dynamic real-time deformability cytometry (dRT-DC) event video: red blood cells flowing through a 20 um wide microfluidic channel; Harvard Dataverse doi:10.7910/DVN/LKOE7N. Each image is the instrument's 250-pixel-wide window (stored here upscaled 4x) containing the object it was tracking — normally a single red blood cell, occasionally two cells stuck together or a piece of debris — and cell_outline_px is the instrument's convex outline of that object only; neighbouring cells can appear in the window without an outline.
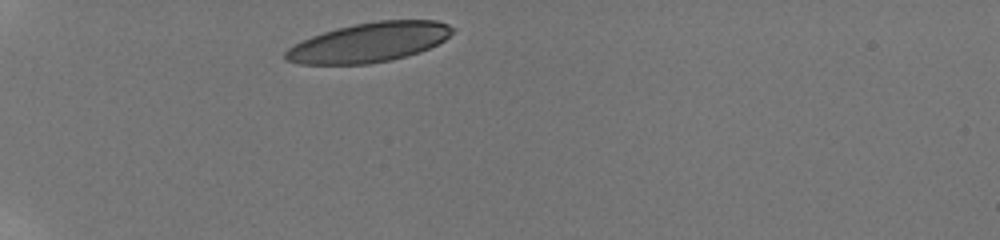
{"species": "human", "species_latin": "Homo sapiens", "temperature_condition": "room temperature", "stored_images_in_passage": 10, "camera_frame_rate_fps": 3000, "um_per_image_px": 0.085, "donor": {"sex": "male"}, "frame": {"image": 1, "passage_image": 1, "time_ms": 0.0, "image_size_px": [1000, 240], "cell_outline_px": [[456, 28], [444, 40], [420, 52], [408, 56], [392, 60], [368, 64], [300, 64], [284, 60], [284, 52], [288, 48], [312, 36], [336, 28], [376, 20], [436, 20], [448, 24]], "centroid_in_image_um": [31.39, 3.6], "position_along_channel_um": 53.6, "area_um2": 38.38}}
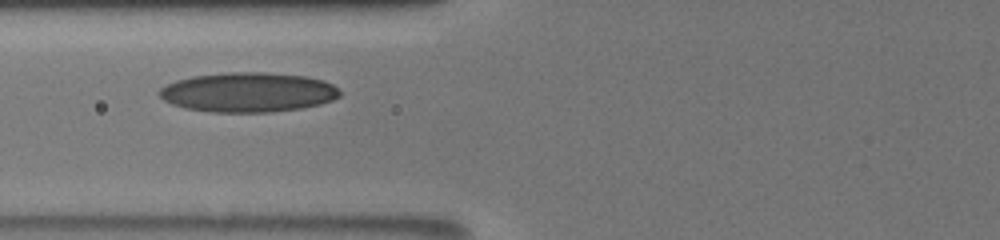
{"frame": {"image": 2, "passage_image": 5, "time_ms": 2.333, "image_size_px": [1000, 240], "cell_outline_px": [[340, 96], [332, 100], [320, 104], [300, 108], [272, 112], [212, 112], [184, 108], [172, 104], [164, 100], [156, 92], [160, 88], [176, 80], [192, 76], [228, 72], [264, 72], [304, 76], [324, 80], [332, 84], [340, 92]], "centroid_in_image_um": [21.06, 7.84], "position_along_channel_um": 104.7, "area_um2": 41.73}}